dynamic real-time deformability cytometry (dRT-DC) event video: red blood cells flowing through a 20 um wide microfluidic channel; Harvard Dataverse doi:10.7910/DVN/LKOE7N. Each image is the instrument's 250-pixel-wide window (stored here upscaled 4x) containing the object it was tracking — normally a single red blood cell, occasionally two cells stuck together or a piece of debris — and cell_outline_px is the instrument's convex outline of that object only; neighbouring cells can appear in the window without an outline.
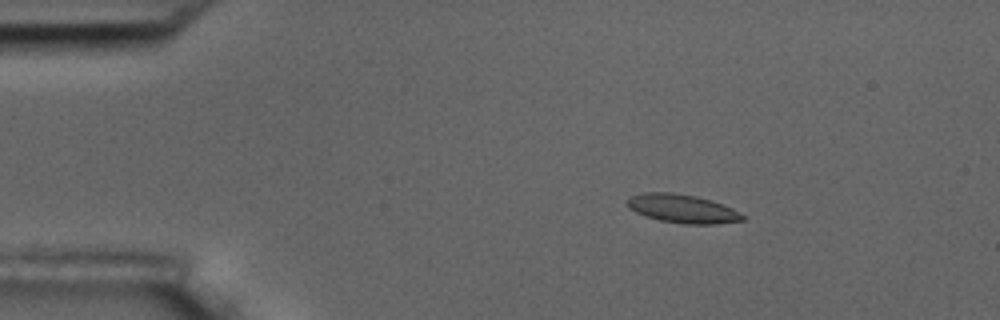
{"species": "common noctule bat (a hibernating species)", "species_latin": "Nyctalus noctula", "temperature_condition": "room temperature", "stored_images_in_passage": 5, "camera_frame_rate_fps": 3000, "um_per_image_px": 0.085, "animal": {"sex": "male", "body_mass_g": 17.5, "forearm_length_mm": 52.3}, "frame": {"image": 1, "passage_image": 3, "time_ms": 2.333, "image_size_px": [1000, 320], "cell_outline_px": [[748, 216], [744, 220], [716, 224], [684, 224], [660, 220], [644, 216], [628, 208], [628, 200], [632, 196], [644, 192], [672, 192], [696, 196], [712, 200], [732, 208]], "centroid_in_image_um": [58.05, 17.74], "position_along_channel_um": 27.0, "area_um2": 19.31}}